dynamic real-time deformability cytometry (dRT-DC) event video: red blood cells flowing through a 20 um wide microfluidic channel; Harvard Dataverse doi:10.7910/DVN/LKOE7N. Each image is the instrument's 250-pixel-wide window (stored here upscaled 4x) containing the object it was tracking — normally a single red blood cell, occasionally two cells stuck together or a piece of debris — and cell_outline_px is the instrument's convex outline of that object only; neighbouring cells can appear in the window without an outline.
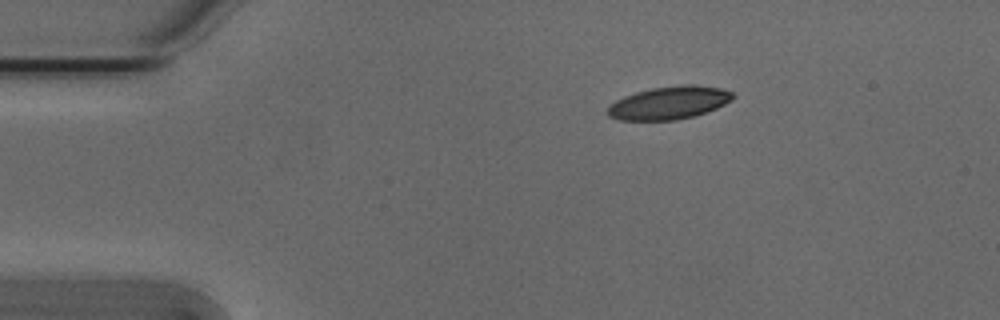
{"species": "Egyptian fruit bat (a non-hibernating species)", "species_latin": "Rousettus aegyptiacus", "temperature_condition": "cold", "stored_images_in_passage": 45, "camera_frame_rate_fps": 3000, "um_per_image_px": 0.085, "animal": {"sex": "male"}, "frame": {"image": 1, "passage_image": 1, "time_ms": 0.0, "image_size_px": [1000, 320], "cell_outline_px": [[732, 96], [724, 104], [716, 108], [692, 116], [676, 120], [620, 120], [608, 116], [608, 108], [616, 100], [624, 96], [636, 92], [652, 88], [680, 84], [696, 84], [720, 88], [732, 92]], "centroid_in_image_um": [56.84, 8.73], "position_along_channel_um": 28.2, "area_um2": 23.7}}
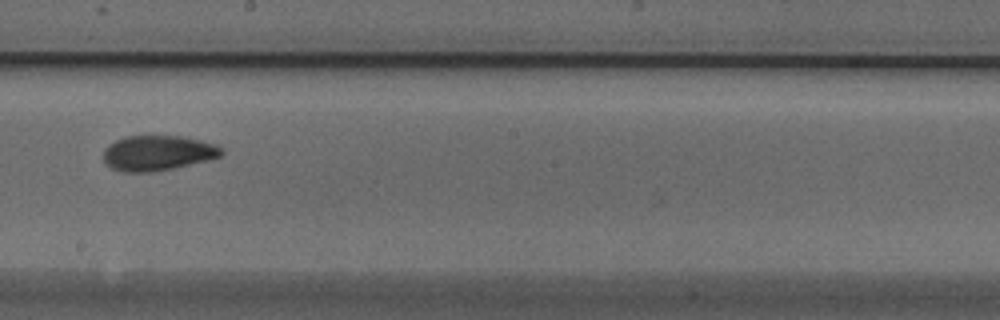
{"frame": {"image": 2, "passage_image": 22, "time_ms": 7.0, "image_size_px": [1000, 320], "cell_outline_px": [[224, 152], [220, 156], [212, 160], [176, 168], [152, 172], [124, 172], [112, 168], [104, 164], [104, 148], [108, 144], [116, 140], [128, 136], [184, 136], [216, 144]], "centroid_in_image_um": [13.42, 13.01], "position_along_channel_um": 234.8, "area_um2": 24.51}}
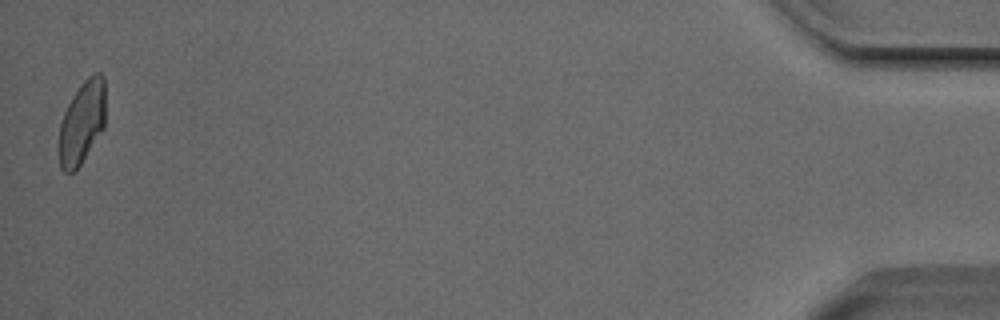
{"frame": {"image": 3, "passage_image": 45, "time_ms": 14.667, "image_size_px": [1000, 320], "cell_outline_px": [[104, 128], [80, 164], [72, 172], [64, 172], [60, 168], [56, 148], [60, 124], [64, 112], [72, 96], [80, 84], [88, 76], [96, 72], [100, 72], [104, 76]], "centroid_in_image_um": [6.92, 10.42], "position_along_channel_um": 428.3, "area_um2": 22.77}, "authors_computed_cell_mechanics": {"area_um2": 23.987, "velocity_mm_per_s": 3.8011, "shape_relaxation_time_tau1_ms": 6.8383, "shape_relaxation_time_tau2_ms": 2.049, "deformation_change_tau1": 0.1635, "deformation_change_tau2": 0.0711}}